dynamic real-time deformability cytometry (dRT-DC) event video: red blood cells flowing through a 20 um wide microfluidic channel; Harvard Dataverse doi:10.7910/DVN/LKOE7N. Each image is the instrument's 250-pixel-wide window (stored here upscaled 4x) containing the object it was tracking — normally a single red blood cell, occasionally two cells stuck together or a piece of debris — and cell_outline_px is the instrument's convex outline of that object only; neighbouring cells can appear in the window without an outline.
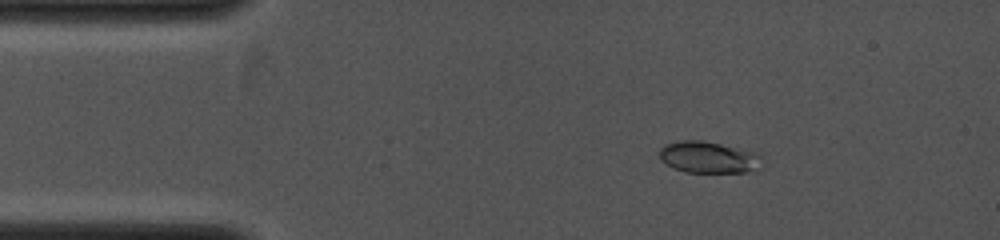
{"species": "common noctule bat (a hibernating species)", "species_latin": "Nyctalus noctula", "temperature_condition": "cold", "stored_images_in_passage": 3, "camera_frame_rate_fps": 4000, "um_per_image_px": 0.085, "animal": {"sex": "female", "body_mass_g": 19.0, "forearm_length_mm": 53.3}, "frame": {"image": 1, "passage_image": 1, "time_ms": 0.0, "image_size_px": [1000, 240], "cell_outline_px": [[760, 156], [744, 172], [684, 172], [660, 160], [660, 148], [664, 144], [680, 140], [704, 140], [756, 152]], "centroid_in_image_um": [60.05, 13.33], "position_along_channel_um": 25.0, "area_um2": 18.09}}
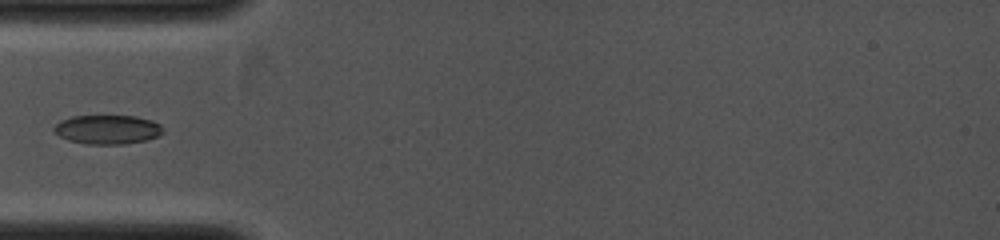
{"frame": {"image": 2, "passage_image": 3, "time_ms": 2.0, "image_size_px": [1000, 240], "cell_outline_px": [[164, 132], [156, 136], [144, 140], [124, 144], [88, 144], [68, 140], [60, 136], [52, 128], [60, 120], [72, 116], [136, 116], [152, 120], [160, 124], [164, 128]], "centroid_in_image_um": [9.14, 11.0], "position_along_channel_um": 75.9, "area_um2": 18.44}}